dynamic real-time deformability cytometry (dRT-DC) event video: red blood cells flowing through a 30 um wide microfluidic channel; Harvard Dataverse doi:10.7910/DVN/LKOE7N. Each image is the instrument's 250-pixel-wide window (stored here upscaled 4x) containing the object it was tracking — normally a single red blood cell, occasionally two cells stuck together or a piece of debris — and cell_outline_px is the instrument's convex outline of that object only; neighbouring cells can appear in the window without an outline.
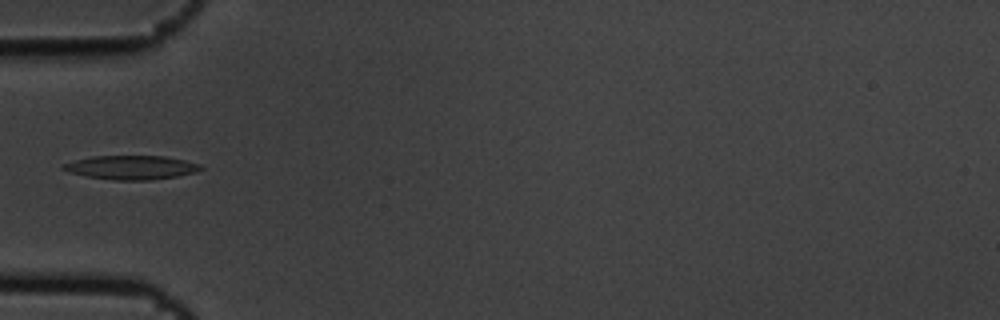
{"species": "common noctule bat (a hibernating species)", "species_latin": "Nyctalus noctula", "temperature_condition": "cold", "stored_images_in_passage": 6, "camera_frame_rate_fps": 3000, "um_per_image_px": 0.085, "animal": {"sex": "male", "body_mass_g": 19.5, "forearm_length_mm": 54.6}, "frame": {"image": 1, "passage_image": 6, "time_ms": 1.667, "image_size_px": [1000, 320], "cell_outline_px": [[204, 168], [196, 172], [176, 176], [148, 180], [112, 180], [88, 176], [68, 172], [60, 168], [64, 164], [76, 160], [92, 156], [164, 156], [184, 160], [200, 164]], "centroid_in_image_um": [11.16, 14.23], "position_along_channel_um": 73.8, "area_um2": 19.02}}